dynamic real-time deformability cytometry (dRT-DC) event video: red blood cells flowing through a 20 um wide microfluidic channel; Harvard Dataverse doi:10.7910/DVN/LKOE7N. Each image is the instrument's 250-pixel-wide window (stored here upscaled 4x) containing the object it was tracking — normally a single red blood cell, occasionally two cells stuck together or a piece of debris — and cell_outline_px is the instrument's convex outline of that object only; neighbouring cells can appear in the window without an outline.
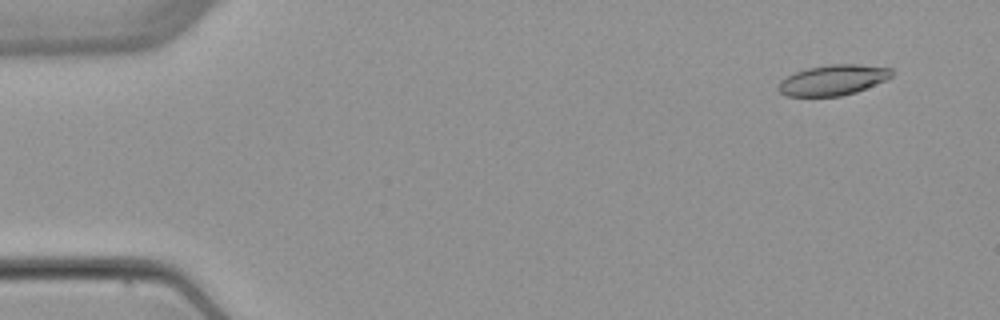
{"species": "common noctule bat (a hibernating species)", "species_latin": "Nyctalus noctula", "temperature_condition": "warm", "stored_images_in_passage": 5, "camera_frame_rate_fps": 3000, "um_per_image_px": 0.085, "animal": {"sex": "female", "body_mass_g": 22.7, "forearm_length_mm": 54.2}, "frame": {"image": 1, "passage_image": 2, "time_ms": 1.0, "image_size_px": [1000, 320], "cell_outline_px": [[892, 76], [888, 80], [856, 92], [840, 96], [784, 96], [776, 88], [780, 80], [796, 72], [808, 68], [828, 64], [860, 64], [892, 68]], "centroid_in_image_um": [70.82, 6.8], "position_along_channel_um": 14.2, "area_um2": 20.29}}
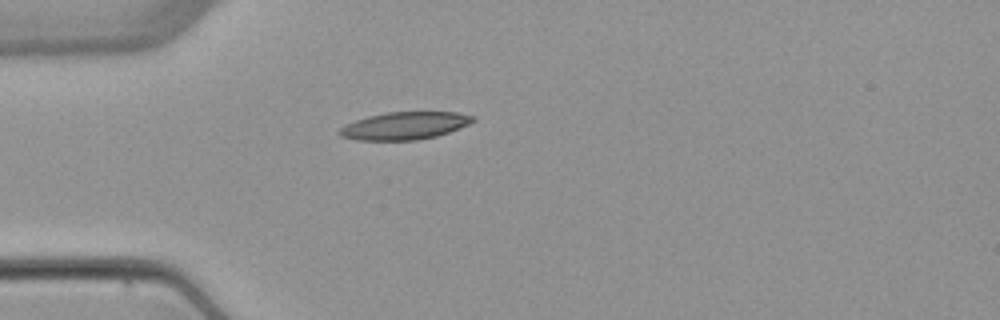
{"frame": {"image": 2, "passage_image": 4, "time_ms": 4.667, "image_size_px": [1000, 320], "cell_outline_px": [[476, 120], [460, 128], [436, 136], [416, 140], [356, 140], [340, 136], [336, 132], [344, 124], [368, 116], [388, 112], [456, 112], [476, 116]], "centroid_in_image_um": [34.38, 10.68], "position_along_channel_um": 50.6, "area_um2": 21.5}}